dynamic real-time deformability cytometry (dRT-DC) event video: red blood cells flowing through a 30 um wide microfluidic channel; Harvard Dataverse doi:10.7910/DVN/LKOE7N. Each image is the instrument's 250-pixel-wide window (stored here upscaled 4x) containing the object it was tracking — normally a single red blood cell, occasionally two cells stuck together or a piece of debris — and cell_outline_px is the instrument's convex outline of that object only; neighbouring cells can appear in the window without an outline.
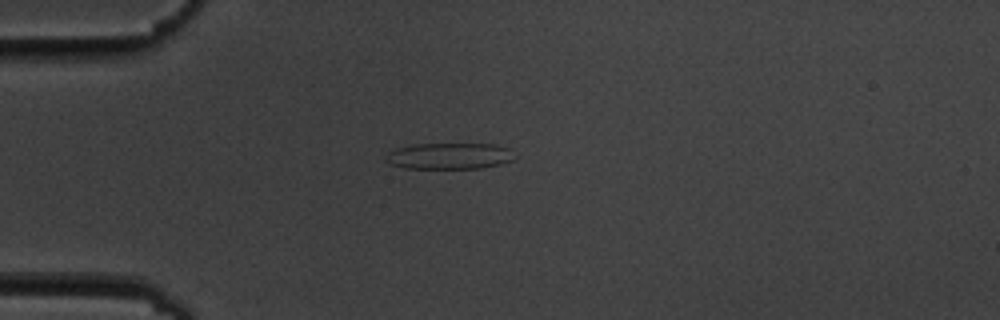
{"species": "common noctule bat (a hibernating species)", "species_latin": "Nyctalus noctula", "temperature_condition": "cold", "stored_images_in_passage": 12, "camera_frame_rate_fps": 3000, "um_per_image_px": 0.085, "animal": {"sex": "male", "body_mass_g": 19.5, "forearm_length_mm": 54.6}, "frame": {"image": 1, "passage_image": 1, "time_ms": 0.0, "image_size_px": [1000, 320], "cell_outline_px": [[516, 156], [512, 160], [500, 164], [480, 168], [404, 168], [388, 164], [384, 160], [384, 156], [388, 152], [396, 148], [412, 144], [496, 144], [512, 148]], "centroid_in_image_um": [38.19, 13.25], "position_along_channel_um": 46.8, "area_um2": 20.06}}
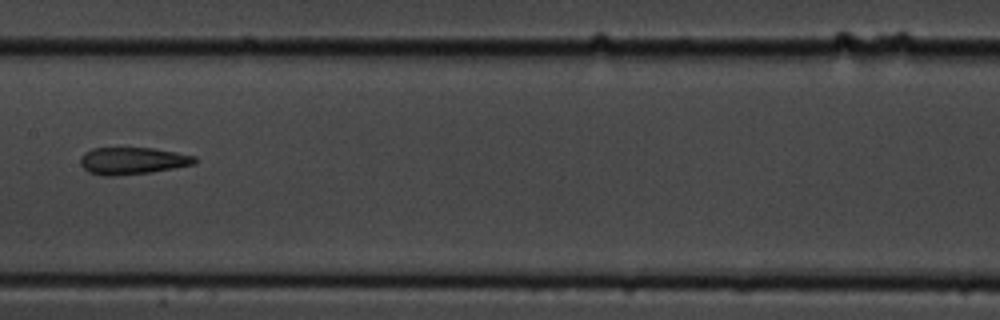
{"frame": {"image": 2, "passage_image": 5, "time_ms": 4.667, "image_size_px": [1000, 320], "cell_outline_px": [[200, 160], [196, 164], [152, 172], [116, 176], [104, 176], [88, 172], [80, 164], [80, 156], [84, 152], [92, 148], [152, 148], [176, 152], [196, 156]], "centroid_in_image_um": [11.28, 13.67], "position_along_channel_um": 196.1, "area_um2": 18.32}}
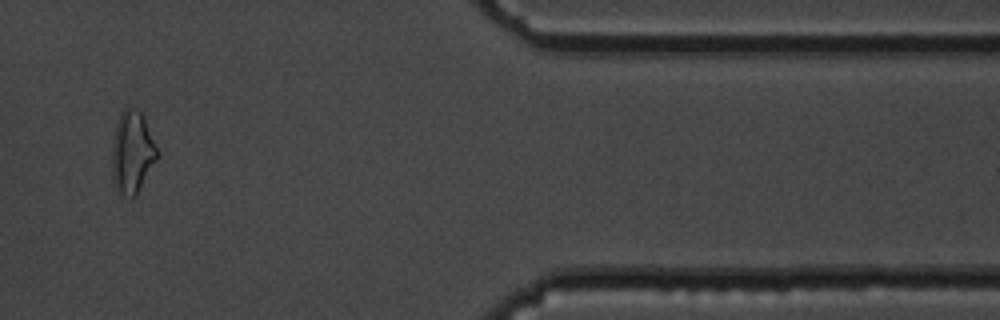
{"frame": {"image": 3, "passage_image": 10, "time_ms": 11.333, "image_size_px": [1000, 320], "cell_outline_px": [[160, 156], [136, 196], [124, 196], [116, 192], [112, 176], [112, 144], [116, 124], [120, 112], [128, 104], [132, 104], [144, 116], [160, 152]], "centroid_in_image_um": [11.26, 12.91], "position_along_channel_um": 400.1, "area_um2": 22.48}, "authors_computed_cell_mechanics": {"area_um2": 18.5538, "velocity_mm_per_s": 3.5831, "shape_relaxation_time_tau1_ms": null, "shape_relaxation_time_tau2_ms": 3.6762, "deformation_change_tau1": null, "deformation_change_tau2": 0.1423}}